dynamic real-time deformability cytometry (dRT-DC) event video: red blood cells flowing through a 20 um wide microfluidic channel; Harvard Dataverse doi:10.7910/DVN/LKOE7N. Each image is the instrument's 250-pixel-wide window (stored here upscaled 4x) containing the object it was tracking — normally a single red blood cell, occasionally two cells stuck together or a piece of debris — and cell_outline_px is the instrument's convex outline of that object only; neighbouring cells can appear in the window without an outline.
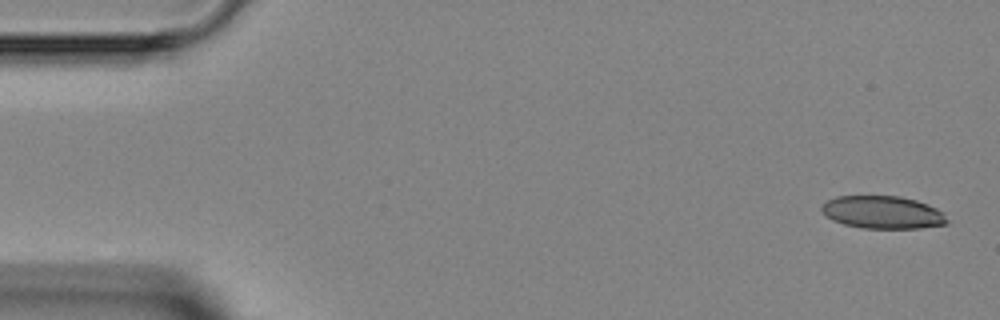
{"species": "Egyptian fruit bat (a non-hibernating species)", "species_latin": "Rousettus aegyptiacus", "temperature_condition": "room temperature", "stored_images_in_passage": 4, "camera_frame_rate_fps": 3000, "um_per_image_px": 0.085, "animal": {"sex": "female"}, "frame": {"image": 1, "passage_image": 1, "time_ms": 0.0, "image_size_px": [1000, 320], "cell_outline_px": [[948, 224], [920, 228], [860, 228], [844, 224], [832, 220], [820, 208], [828, 200], [836, 196], [900, 196], [916, 200], [928, 204], [944, 212], [948, 220]], "centroid_in_image_um": [75.07, 18.05], "position_along_channel_um": 9.9, "area_um2": 23.93}}
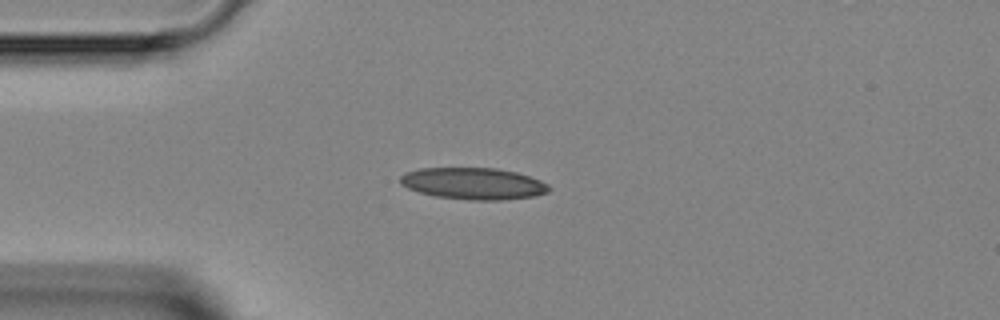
{"frame": {"image": 2, "passage_image": 4, "time_ms": 3.333, "image_size_px": [1000, 320], "cell_outline_px": [[552, 188], [548, 192], [536, 196], [500, 200], [472, 200], [436, 196], [420, 192], [408, 188], [400, 184], [400, 176], [404, 172], [420, 168], [496, 168], [516, 172], [540, 180], [548, 184]], "centroid_in_image_um": [40.24, 15.6], "position_along_channel_um": 44.8, "area_um2": 27.51}}